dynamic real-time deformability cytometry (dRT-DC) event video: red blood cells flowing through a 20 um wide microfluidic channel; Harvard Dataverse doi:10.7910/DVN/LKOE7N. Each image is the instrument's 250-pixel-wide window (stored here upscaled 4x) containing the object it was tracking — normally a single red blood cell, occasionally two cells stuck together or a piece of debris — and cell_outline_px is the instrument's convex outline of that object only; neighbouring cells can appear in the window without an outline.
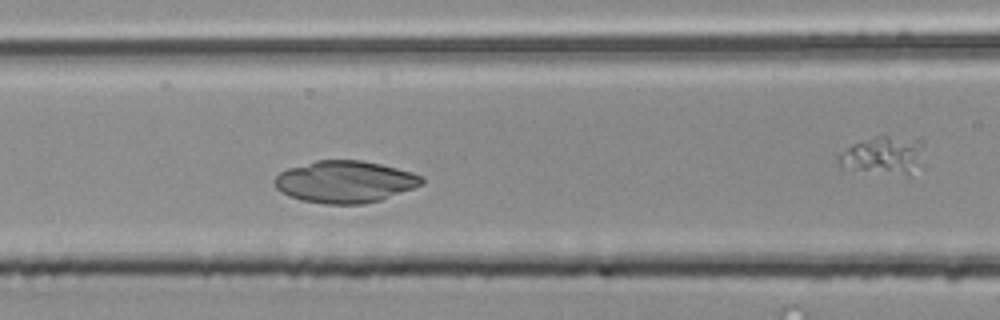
{"species": "common noctule bat (a hibernating species)", "species_latin": "Nyctalus noctula", "temperature_condition": "room temperature", "stored_images_in_passage": 44, "camera_frame_rate_fps": 3000, "um_per_image_px": 0.085, "animal": {"sex": "male", "body_mass_g": 20.4}, "frame": {"image": 1, "passage_image": 13, "time_ms": 4.0, "image_size_px": [1000, 320], "cell_outline_px": [[424, 184], [380, 200], [364, 204], [324, 204], [300, 200], [288, 196], [276, 188], [272, 180], [280, 172], [288, 168], [316, 160], [360, 160], [380, 164], [412, 172], [424, 176]], "centroid_in_image_um": [29.3, 15.45], "position_along_channel_um": 137.3, "area_um2": 36.13}}